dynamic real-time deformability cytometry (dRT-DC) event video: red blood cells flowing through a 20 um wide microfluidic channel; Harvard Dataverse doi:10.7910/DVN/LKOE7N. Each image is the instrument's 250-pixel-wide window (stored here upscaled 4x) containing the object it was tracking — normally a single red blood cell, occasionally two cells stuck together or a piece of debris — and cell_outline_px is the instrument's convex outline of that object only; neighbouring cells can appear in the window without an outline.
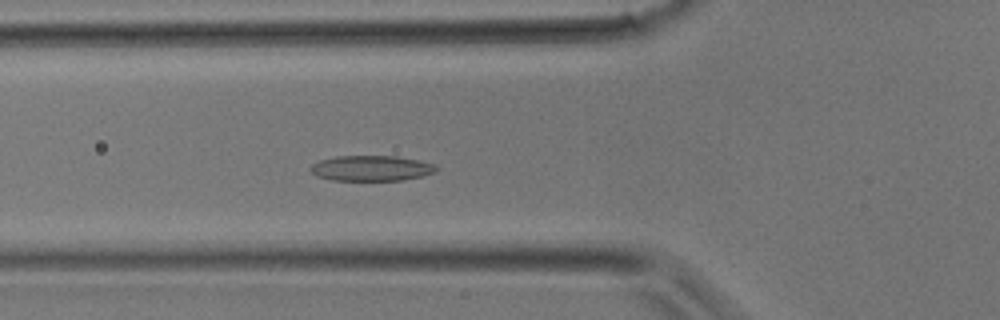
{"species": "common noctule bat (a hibernating species)", "species_latin": "Nyctalus noctula", "temperature_condition": "room temperature", "stored_images_in_passage": 34, "camera_frame_rate_fps": 3000, "um_per_image_px": 0.085, "animal": {"sex": "male", "body_mass_g": 17.9}, "frame": {"image": 1, "passage_image": 11, "time_ms": 3.333, "image_size_px": [1000, 320], "cell_outline_px": [[440, 168], [436, 172], [424, 176], [404, 180], [332, 180], [316, 176], [308, 168], [312, 164], [320, 160], [336, 156], [396, 156], [420, 160], [436, 164]], "centroid_in_image_um": [31.61, 14.3], "position_along_channel_um": 94.2, "area_um2": 18.9}}
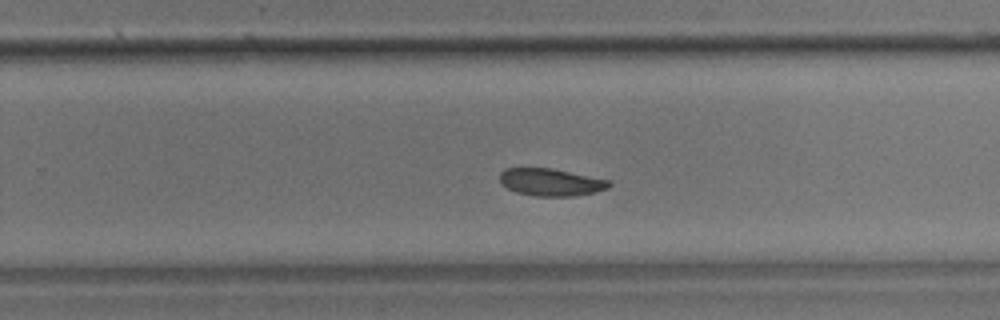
{"frame": {"image": 2, "passage_image": 21, "time_ms": 6.667, "image_size_px": [1000, 320], "cell_outline_px": [[612, 184], [608, 188], [596, 192], [576, 196], [536, 196], [516, 192], [500, 184], [500, 172], [504, 168], [552, 168], [612, 180]], "centroid_in_image_um": [46.85, 15.48], "position_along_channel_um": 282.9, "area_um2": 17.69}}
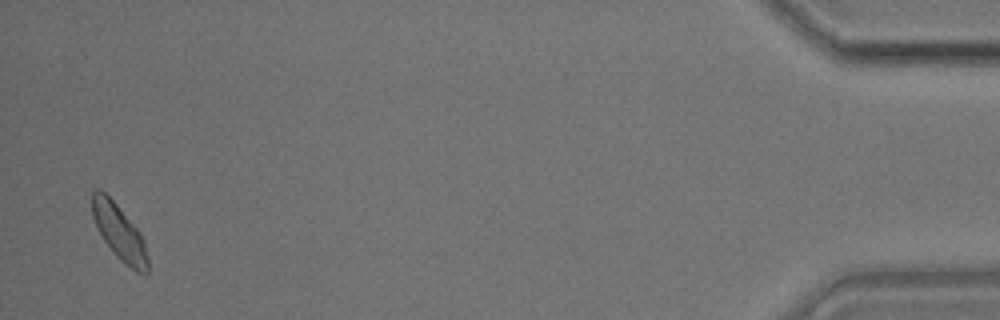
{"frame": {"image": 3, "passage_image": 33, "time_ms": 10.667, "image_size_px": [1000, 320], "cell_outline_px": [[148, 272], [144, 276], [136, 272], [120, 260], [116, 256], [104, 240], [92, 216], [92, 192], [96, 188], [100, 188], [116, 204], [140, 232], [144, 240], [148, 260]], "centroid_in_image_um": [10.16, 19.77], "position_along_channel_um": 425.0, "area_um2": 17.8}}